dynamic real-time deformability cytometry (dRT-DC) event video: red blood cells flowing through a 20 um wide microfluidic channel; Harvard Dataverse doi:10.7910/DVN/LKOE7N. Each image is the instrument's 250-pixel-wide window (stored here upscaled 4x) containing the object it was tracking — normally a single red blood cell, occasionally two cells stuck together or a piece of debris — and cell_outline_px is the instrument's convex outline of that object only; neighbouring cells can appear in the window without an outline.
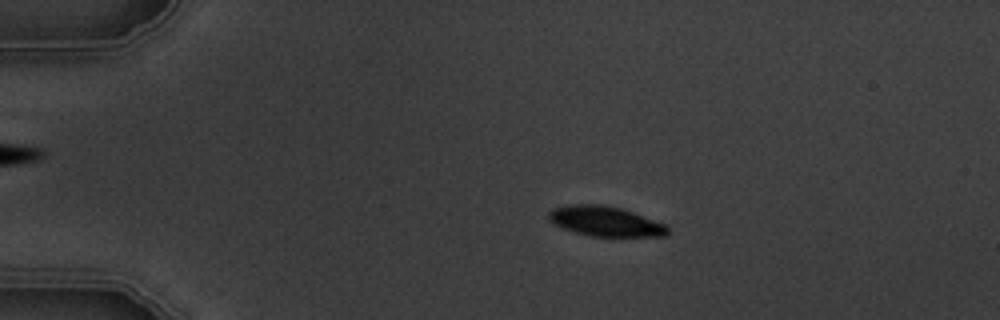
{"species": "common noctule bat (a hibernating species)", "species_latin": "Nyctalus noctula", "temperature_condition": "warm", "stored_images_in_passage": 8, "camera_frame_rate_fps": 3000, "um_per_image_px": 0.085, "animal": {"sex": "male", "body_mass_g": 19.5, "forearm_length_mm": 54.6}, "frame": {"image": 1, "passage_image": 2, "time_ms": 1.333, "image_size_px": [1000, 320], "cell_outline_px": [[668, 236], [592, 236], [576, 232], [552, 224], [548, 220], [548, 212], [552, 208], [564, 204], [604, 204], [620, 208], [668, 224]], "centroid_in_image_um": [51.43, 18.79], "position_along_channel_um": 33.6, "area_um2": 20.98}}
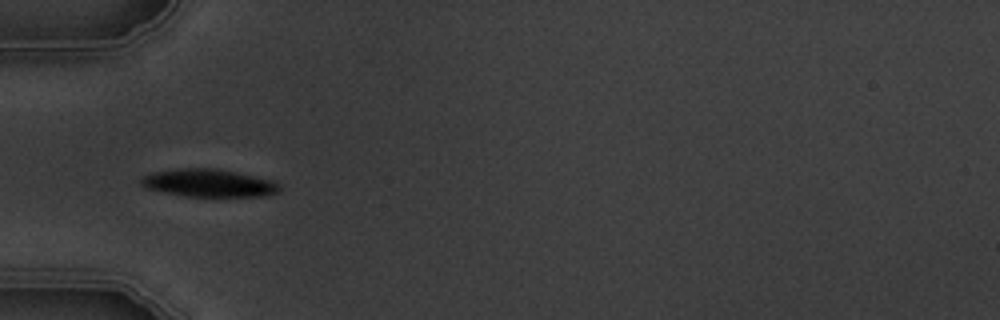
{"frame": {"image": 2, "passage_image": 4, "time_ms": 3.667, "image_size_px": [1000, 320], "cell_outline_px": [[280, 192], [264, 196], [184, 196], [164, 192], [148, 188], [140, 184], [140, 180], [144, 176], [152, 172], [176, 168], [216, 168], [276, 180], [280, 184]], "centroid_in_image_um": [17.79, 15.55], "position_along_channel_um": 67.2, "area_um2": 22.54}}
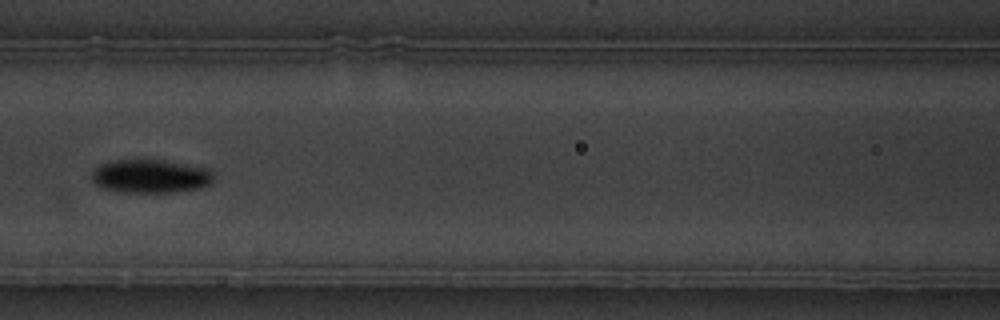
{"frame": {"image": 3, "passage_image": 6, "time_ms": 6.0, "image_size_px": [1000, 320], "cell_outline_px": [[216, 176], [212, 184], [200, 188], [172, 192], [124, 192], [100, 188], [92, 180], [92, 172], [100, 164], [112, 160], [164, 160], [208, 168]], "centroid_in_image_um": [12.82, 14.98], "position_along_channel_um": 153.8, "area_um2": 23.99}}